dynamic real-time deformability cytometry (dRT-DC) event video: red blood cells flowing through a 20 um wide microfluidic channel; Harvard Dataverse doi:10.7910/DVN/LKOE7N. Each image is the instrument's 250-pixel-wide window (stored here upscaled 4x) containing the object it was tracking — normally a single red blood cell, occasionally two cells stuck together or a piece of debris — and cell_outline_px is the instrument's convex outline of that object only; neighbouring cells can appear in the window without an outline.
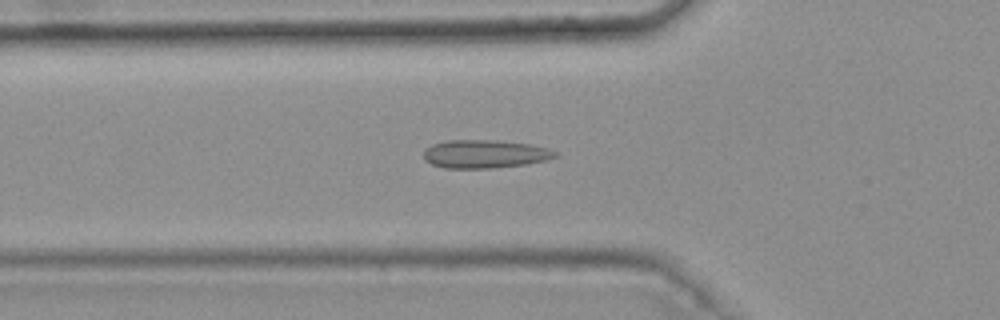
{"species": "common noctule bat (a hibernating species)", "species_latin": "Nyctalus noctula", "temperature_condition": "warm", "stored_images_in_passage": 46, "camera_frame_rate_fps": 3000, "um_per_image_px": 0.085, "animal": {"sex": "female", "body_mass_g": 25.1}, "frame": {"image": 1, "passage_image": 18, "time_ms": 5.667, "image_size_px": [1000, 320], "cell_outline_px": [[560, 156], [548, 160], [524, 164], [492, 168], [444, 168], [432, 164], [424, 160], [424, 148], [432, 144], [448, 140], [500, 140], [528, 144], [548, 148], [560, 152]], "centroid_in_image_um": [41.24, 13.08], "position_along_channel_um": 84.6, "area_um2": 21.91}}
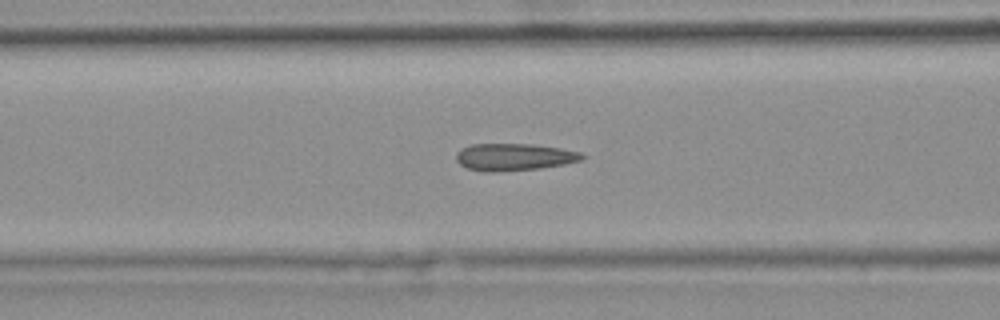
{"frame": {"image": 2, "passage_image": 21, "time_ms": 6.667, "image_size_px": [1000, 320], "cell_outline_px": [[588, 156], [584, 160], [564, 164], [540, 168], [492, 172], [484, 172], [468, 168], [460, 164], [456, 160], [456, 152], [460, 148], [472, 144], [532, 144], [560, 148], [584, 152]], "centroid_in_image_um": [43.75, 13.34], "position_along_channel_um": 122.9, "area_um2": 20.17}}
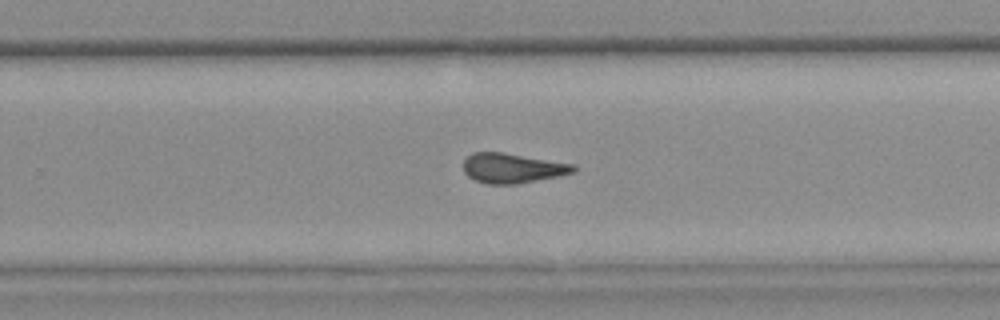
{"frame": {"image": 3, "passage_image": 34, "time_ms": 11.0, "image_size_px": [1000, 320], "cell_outline_px": [[576, 172], [560, 176], [516, 184], [488, 184], [476, 180], [468, 176], [464, 172], [464, 160], [472, 152], [504, 152], [576, 164]], "centroid_in_image_um": [43.6, 14.28], "position_along_channel_um": 286.2, "area_um2": 19.31}, "authors_computed_cell_mechanics": {"area_um2": 19.7676, "velocity_mm_per_s": 3.7776, "shape_relaxation_time_tau1_ms": null, "shape_relaxation_time_tau2_ms": 2.4288, "deformation_change_tau1": null, "deformation_change_tau2": 0.0945}}